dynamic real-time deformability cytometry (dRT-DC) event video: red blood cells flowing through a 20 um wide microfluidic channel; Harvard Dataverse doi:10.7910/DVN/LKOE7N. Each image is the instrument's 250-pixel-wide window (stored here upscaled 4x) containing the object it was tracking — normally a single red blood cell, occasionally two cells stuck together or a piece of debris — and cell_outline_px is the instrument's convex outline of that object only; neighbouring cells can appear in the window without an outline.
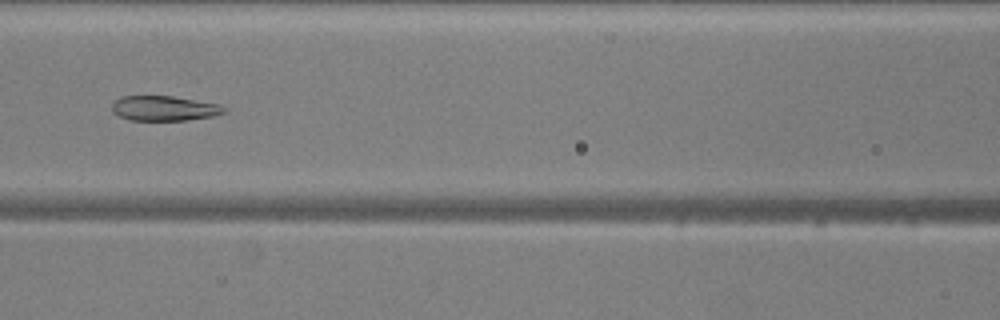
{"species": "common noctule bat (a hibernating species)", "species_latin": "Nyctalus noctula", "temperature_condition": "warm", "stored_images_in_passage": 52, "camera_frame_rate_fps": 3000, "um_per_image_px": 0.085, "animal": {"sex": "male", "body_mass_g": 20.5, "forearm_length_mm": 52.5}, "frame": {"image": 1, "passage_image": 23, "time_ms": 7.333, "image_size_px": [1000, 320], "cell_outline_px": [[228, 112], [216, 116], [184, 120], [128, 120], [112, 112], [112, 104], [120, 96], [172, 96], [220, 104], [228, 108]], "centroid_in_image_um": [14.01, 9.21], "position_along_channel_um": 152.6, "area_um2": 16.47}}
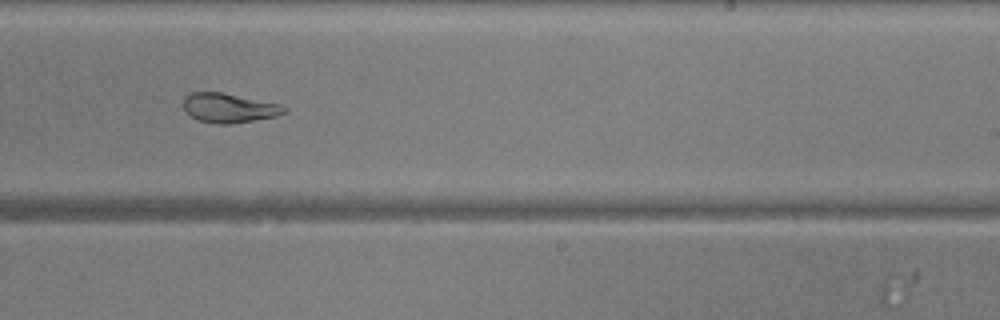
{"frame": {"image": 2, "passage_image": 32, "time_ms": 10.333, "image_size_px": [1000, 320], "cell_outline_px": [[288, 112], [276, 116], [228, 124], [220, 124], [196, 120], [184, 108], [184, 96], [192, 92], [220, 92], [280, 104], [288, 108]], "centroid_in_image_um": [19.48, 9.17], "position_along_channel_um": 269.5, "area_um2": 17.05}}
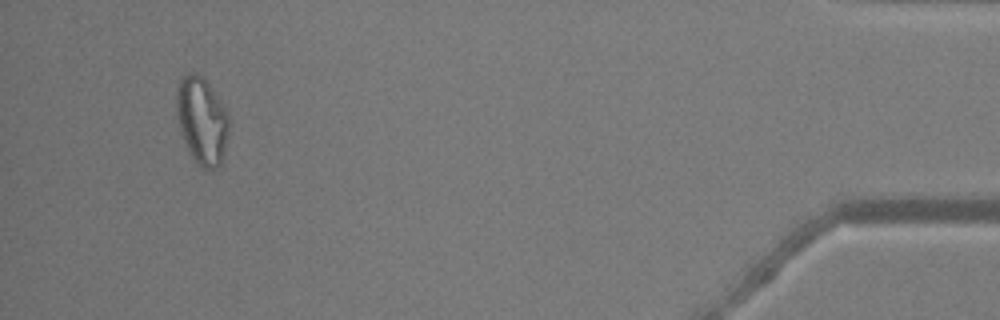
{"frame": {"image": 3, "passage_image": 49, "time_ms": 16.0, "image_size_px": [1000, 320], "cell_outline_px": [[228, 132], [224, 156], [220, 164], [216, 168], [200, 168], [196, 164], [188, 152], [180, 132], [176, 116], [176, 88], [180, 76], [188, 72], [192, 72], [200, 76], [208, 84], [220, 100], [228, 112]], "centroid_in_image_um": [17.12, 10.26], "position_along_channel_um": 418.1, "area_um2": 26.99}, "authors_computed_cell_mechanics": {"area_um2": 22.6865, "velocity_mm_per_s": 3.9163, "shape_relaxation_time_tau1_ms": 7.3077, "shape_relaxation_time_tau2_ms": 2.5681, "deformation_change_tau1": 0.2451, "deformation_change_tau2": 0.0783}}